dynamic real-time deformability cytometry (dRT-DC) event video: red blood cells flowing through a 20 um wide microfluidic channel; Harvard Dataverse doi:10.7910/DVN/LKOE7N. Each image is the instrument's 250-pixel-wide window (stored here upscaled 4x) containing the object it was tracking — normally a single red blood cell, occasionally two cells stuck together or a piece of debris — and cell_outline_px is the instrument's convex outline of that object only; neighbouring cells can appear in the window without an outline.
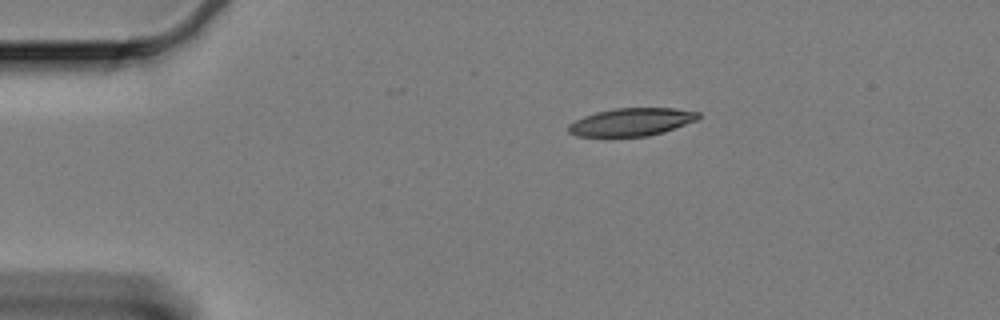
{"species": "Egyptian fruit bat (a non-hibernating species)", "species_latin": "Rousettus aegyptiacus", "temperature_condition": "cold", "stored_images_in_passage": 50, "camera_frame_rate_fps": 3000, "um_per_image_px": 0.085, "animal": {"sex": "female"}, "frame": {"image": 1, "passage_image": 1, "time_ms": 0.0, "image_size_px": [1000, 320], "cell_outline_px": [[700, 116], [696, 120], [648, 136], [576, 136], [568, 132], [568, 124], [584, 116], [596, 112], [616, 108], [672, 108], [700, 112]], "centroid_in_image_um": [53.63, 10.36], "position_along_channel_um": 31.4, "area_um2": 20.69}}
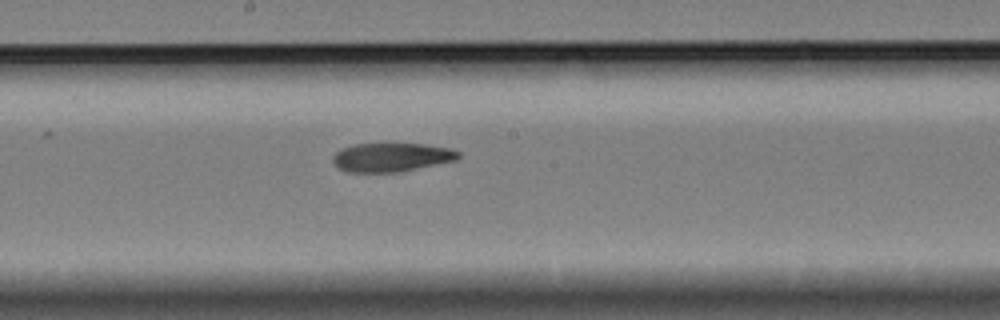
{"frame": {"image": 2, "passage_image": 22, "time_ms": 7.0, "image_size_px": [1000, 320], "cell_outline_px": [[460, 156], [456, 160], [396, 172], [348, 172], [340, 168], [332, 160], [332, 156], [340, 148], [352, 144], [424, 144], [452, 148], [460, 152]], "centroid_in_image_um": [33.26, 13.35], "position_along_channel_um": 214.9, "area_um2": 20.92}}
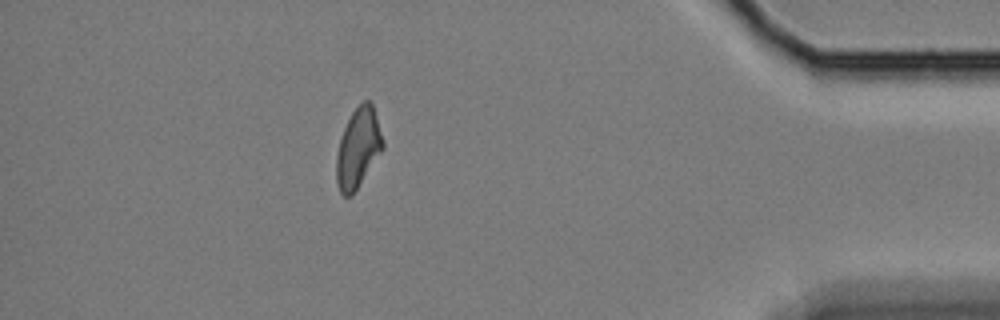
{"frame": {"image": 3, "passage_image": 43, "time_ms": 14.0, "image_size_px": [1000, 320], "cell_outline_px": [[384, 148], [352, 196], [344, 196], [340, 192], [336, 180], [336, 156], [340, 140], [344, 128], [352, 112], [364, 100], [368, 100], [372, 104], [384, 144]], "centroid_in_image_um": [30.43, 12.62], "position_along_channel_um": 404.8, "area_um2": 21.21}, "authors_computed_cell_mechanics": {"area_um2": 21.9351, "velocity_mm_per_s": 3.3207, "shape_relaxation_time_tau1_ms": 5.3659, "shape_relaxation_time_tau2_ms": 9.9015, "deformation_change_tau1": 0.1646, "deformation_change_tau2": 0.1952}}